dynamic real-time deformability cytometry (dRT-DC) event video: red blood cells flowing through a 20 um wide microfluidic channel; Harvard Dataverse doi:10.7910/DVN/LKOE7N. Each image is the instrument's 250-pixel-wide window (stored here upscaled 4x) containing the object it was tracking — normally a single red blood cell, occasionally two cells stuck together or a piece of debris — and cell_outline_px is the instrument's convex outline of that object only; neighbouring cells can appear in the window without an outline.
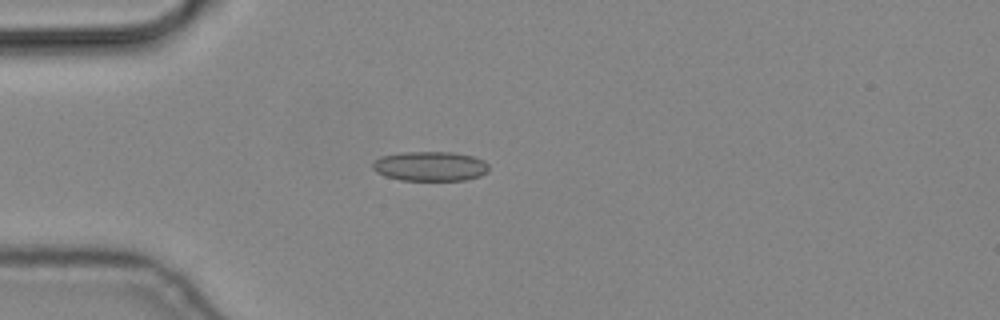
{"species": "common noctule bat (a hibernating species)", "species_latin": "Nyctalus noctula", "temperature_condition": "cold", "stored_images_in_passage": 5, "camera_frame_rate_fps": 3000, "um_per_image_px": 0.085, "animal": {"sex": "male", "body_mass_g": 19.2, "forearm_length_mm": 51.8}, "frame": {"image": 1, "passage_image": 5, "time_ms": 1.333, "image_size_px": [1000, 320], "cell_outline_px": [[488, 172], [480, 176], [464, 180], [400, 180], [384, 176], [376, 172], [372, 168], [372, 160], [380, 156], [400, 152], [452, 152], [472, 156], [484, 160], [488, 164]], "centroid_in_image_um": [36.52, 14.12], "position_along_channel_um": 48.5, "area_um2": 20.29}}